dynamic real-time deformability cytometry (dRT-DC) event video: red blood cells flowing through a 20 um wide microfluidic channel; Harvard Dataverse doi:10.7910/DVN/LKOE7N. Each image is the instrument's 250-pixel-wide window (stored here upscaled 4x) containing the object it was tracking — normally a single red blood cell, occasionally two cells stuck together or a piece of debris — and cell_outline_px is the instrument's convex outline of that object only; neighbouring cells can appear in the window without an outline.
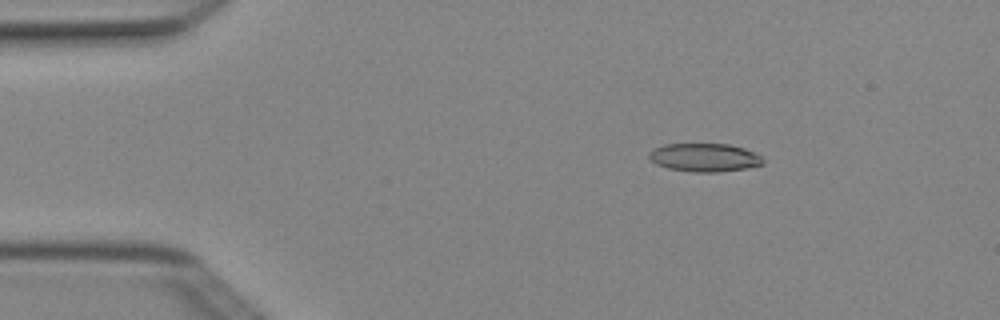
{"species": "Egyptian fruit bat (a non-hibernating species)", "species_latin": "Rousettus aegyptiacus", "temperature_condition": "cold", "stored_images_in_passage": 5, "camera_frame_rate_fps": 3000, "um_per_image_px": 0.085, "animal": {"sex": "female"}, "frame": {"image": 1, "passage_image": 3, "time_ms": 0.667, "image_size_px": [1000, 320], "cell_outline_px": [[764, 164], [748, 168], [716, 172], [692, 172], [668, 168], [656, 164], [648, 156], [648, 152], [652, 148], [664, 144], [728, 144], [744, 148], [760, 156], [764, 160]], "centroid_in_image_um": [59.86, 13.38], "position_along_channel_um": 25.1, "area_um2": 18.84}}
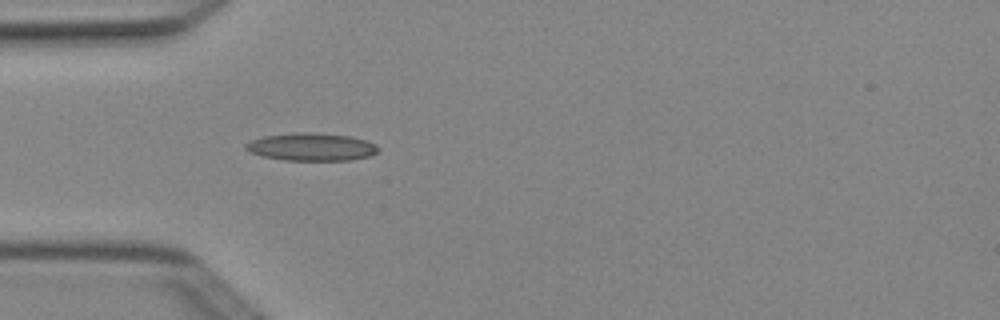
{"frame": {"image": 2, "passage_image": 5, "time_ms": 1.333, "image_size_px": [1000, 320], "cell_outline_px": [[376, 152], [368, 156], [348, 160], [284, 160], [264, 156], [252, 152], [244, 148], [244, 144], [252, 140], [264, 136], [296, 132], [308, 132], [348, 136], [368, 140], [376, 144]], "centroid_in_image_um": [26.45, 12.48], "position_along_channel_um": 58.5, "area_um2": 21.1}}